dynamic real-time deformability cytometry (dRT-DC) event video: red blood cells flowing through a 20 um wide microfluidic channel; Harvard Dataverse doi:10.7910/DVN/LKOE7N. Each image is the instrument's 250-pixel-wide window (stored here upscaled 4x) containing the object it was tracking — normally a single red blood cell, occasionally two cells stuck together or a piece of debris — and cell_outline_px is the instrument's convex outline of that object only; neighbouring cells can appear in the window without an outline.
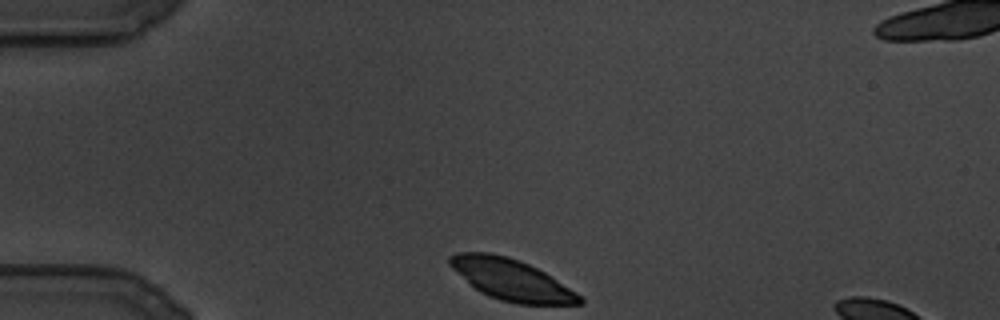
{"species": "common noctule bat (a hibernating species)", "species_latin": "Nyctalus noctula", "temperature_condition": "cold", "stored_images_in_passage": 3, "camera_frame_rate_fps": 3000, "um_per_image_px": 0.085, "animal": {"sex": "male", "body_mass_g": 19.5, "forearm_length_mm": 54.6}, "frame": {"image": 1, "passage_image": 1, "time_ms": 0.0, "image_size_px": [1000, 320], "cell_outline_px": [[584, 304], [516, 304], [500, 300], [488, 296], [480, 292], [468, 284], [448, 264], [448, 256], [456, 252], [492, 252], [508, 256], [520, 260], [544, 272], [576, 292], [584, 300]], "centroid_in_image_um": [43.41, 23.76], "position_along_channel_um": 41.6, "area_um2": 31.27}}